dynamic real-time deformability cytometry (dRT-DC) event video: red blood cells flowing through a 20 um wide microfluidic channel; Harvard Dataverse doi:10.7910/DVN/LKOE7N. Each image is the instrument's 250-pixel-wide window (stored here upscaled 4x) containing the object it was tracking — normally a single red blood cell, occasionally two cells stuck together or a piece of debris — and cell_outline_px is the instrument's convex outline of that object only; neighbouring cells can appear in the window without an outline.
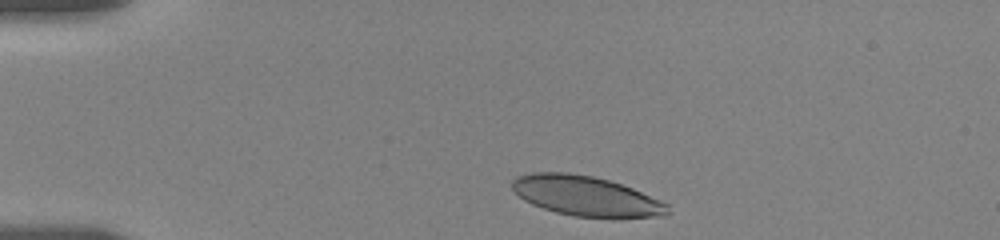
{"species": "human", "species_latin": "Homo sapiens", "temperature_condition": "room temperature", "stored_images_in_passage": 11, "camera_frame_rate_fps": 3000, "um_per_image_px": 0.085, "donor": {"sex": "female"}, "frame": {"image": 1, "passage_image": 1, "time_ms": 0.0, "image_size_px": [1000, 240], "cell_outline_px": [[668, 216], [620, 220], [612, 220], [576, 216], [556, 212], [532, 204], [524, 200], [512, 188], [512, 180], [516, 176], [532, 172], [568, 172], [592, 176], [608, 180], [632, 188], [660, 200], [668, 204]], "centroid_in_image_um": [49.88, 16.7], "position_along_channel_um": 35.1, "area_um2": 36.93}}
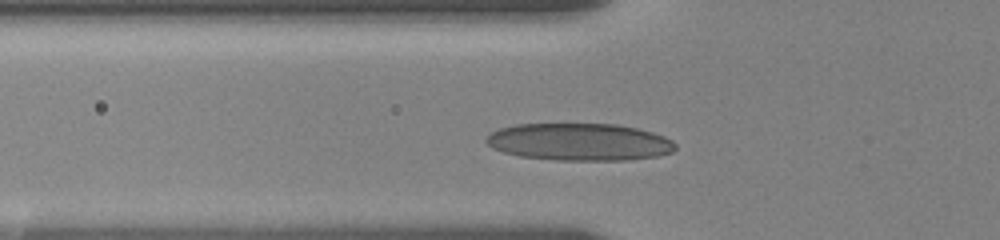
{"frame": {"image": 2, "passage_image": 7, "time_ms": 2.667, "image_size_px": [1000, 240], "cell_outline_px": [[676, 148], [672, 152], [656, 156], [624, 160], [556, 160], [520, 156], [504, 152], [492, 148], [484, 140], [492, 132], [500, 128], [516, 124], [616, 124], [636, 128], [652, 132], [664, 136], [672, 140], [676, 144]], "centroid_in_image_um": [49.25, 12.06], "position_along_channel_um": 76.5, "area_um2": 41.04}}
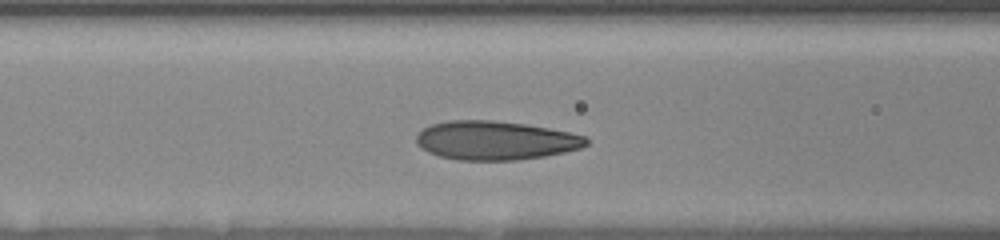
{"frame": {"image": 3, "passage_image": 10, "time_ms": 4.0, "image_size_px": [1000, 240], "cell_outline_px": [[588, 144], [580, 148], [564, 152], [544, 156], [516, 160], [456, 160], [440, 156], [428, 152], [420, 148], [416, 144], [416, 136], [424, 128], [432, 124], [448, 120], [492, 120], [524, 124], [548, 128], [568, 132], [584, 136], [588, 140]], "centroid_in_image_um": [42.07, 11.94], "position_along_channel_um": 124.5, "area_um2": 38.38}}